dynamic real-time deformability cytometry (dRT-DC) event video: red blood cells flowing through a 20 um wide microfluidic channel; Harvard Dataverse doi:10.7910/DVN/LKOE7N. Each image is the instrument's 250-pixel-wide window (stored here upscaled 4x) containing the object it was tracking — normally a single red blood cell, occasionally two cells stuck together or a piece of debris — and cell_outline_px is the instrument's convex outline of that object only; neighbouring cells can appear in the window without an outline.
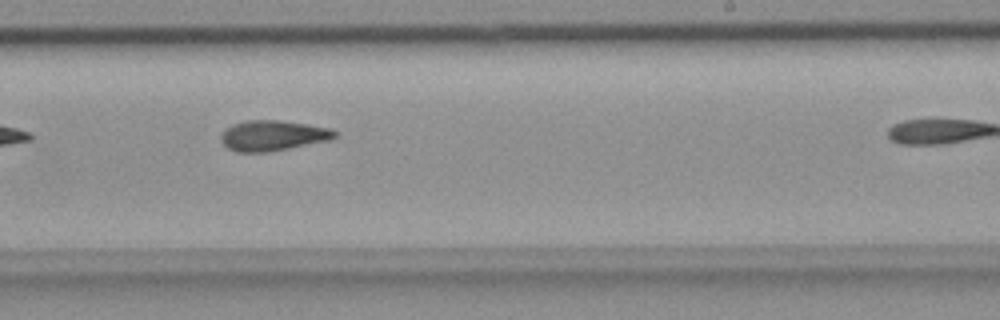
{"species": "common noctule bat (a hibernating species)", "species_latin": "Nyctalus noctula", "temperature_condition": "room temperature", "stored_images_in_passage": 25, "camera_frame_rate_fps": 3000, "um_per_image_px": 0.085, "animal": {"sex": "female", "body_mass_g": 18.4}, "frame": {"image": 1, "passage_image": 18, "time_ms": 5.667, "image_size_px": [1000, 320], "cell_outline_px": [[336, 136], [332, 140], [268, 152], [236, 152], [228, 148], [220, 140], [220, 136], [232, 124], [244, 120], [280, 120], [308, 124], [332, 128], [336, 132]], "centroid_in_image_um": [23.22, 11.52], "position_along_channel_um": 265.8, "area_um2": 20.29}}